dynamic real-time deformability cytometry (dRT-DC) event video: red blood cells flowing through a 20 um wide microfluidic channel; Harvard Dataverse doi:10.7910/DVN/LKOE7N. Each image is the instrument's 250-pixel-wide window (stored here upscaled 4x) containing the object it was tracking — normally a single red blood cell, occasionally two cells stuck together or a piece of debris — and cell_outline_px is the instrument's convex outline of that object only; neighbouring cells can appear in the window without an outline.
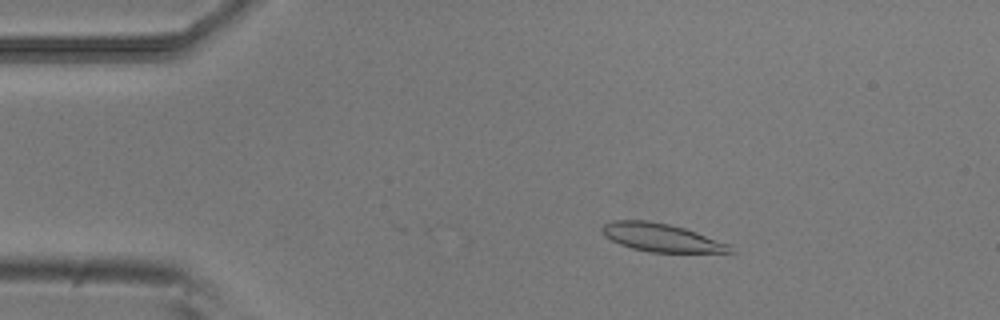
{"species": "common noctule bat (a hibernating species)", "species_latin": "Nyctalus noctula", "temperature_condition": "room temperature", "stored_images_in_passage": 43, "camera_frame_rate_fps": 3000, "um_per_image_px": 0.085, "animal": {"sex": "male", "body_mass_g": 20.5, "forearm_length_mm": 52.5}, "frame": {"image": 1, "passage_image": 9, "time_ms": 2.667, "image_size_px": [1000, 320], "cell_outline_px": [[736, 252], [648, 252], [632, 248], [620, 244], [604, 236], [600, 228], [604, 224], [612, 220], [648, 220], [668, 224], [684, 228], [732, 244]], "centroid_in_image_um": [56.23, 20.19], "position_along_channel_um": 28.8, "area_um2": 21.1}}
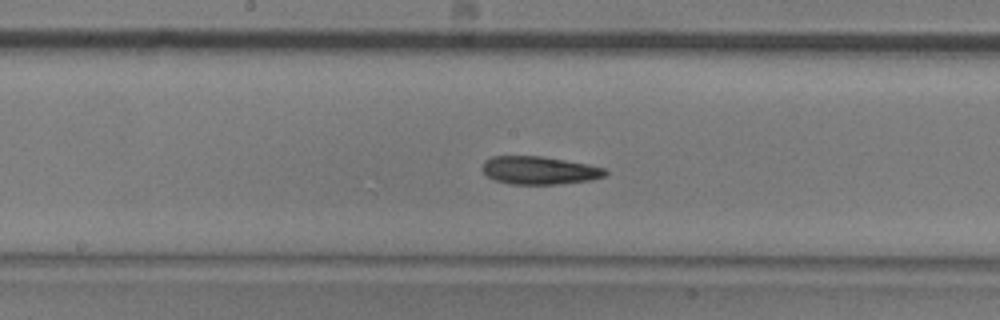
{"frame": {"image": 2, "passage_image": 27, "time_ms": 8.667, "image_size_px": [1000, 320], "cell_outline_px": [[608, 172], [604, 176], [588, 180], [560, 184], [508, 184], [496, 180], [488, 176], [484, 172], [484, 160], [492, 156], [540, 156], [588, 164], [604, 168]], "centroid_in_image_um": [45.84, 14.48], "position_along_channel_um": 202.4, "area_um2": 19.83}}
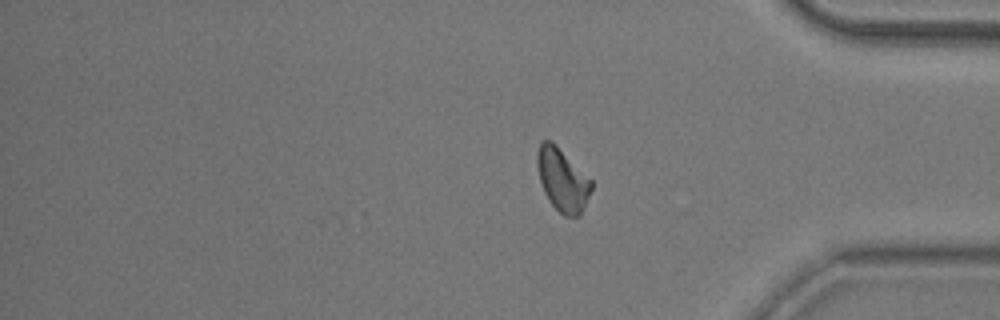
{"frame": {"image": 3, "passage_image": 43, "time_ms": 14.0, "image_size_px": [1000, 320], "cell_outline_px": [[592, 188], [580, 216], [564, 216], [548, 200], [544, 192], [540, 180], [536, 164], [536, 152], [540, 140], [552, 140], [592, 180]], "centroid_in_image_um": [47.78, 15.25], "position_along_channel_um": 387.4, "area_um2": 19.94}, "authors_computed_cell_mechanics": {"area_um2": 20.4612, "velocity_mm_per_s": 3.7981, "shape_relaxation_time_tau1_ms": 8.2138, "shape_relaxation_time_tau2_ms": 2.8452, "deformation_change_tau1": 0.191, "deformation_change_tau2": 0.0964}}